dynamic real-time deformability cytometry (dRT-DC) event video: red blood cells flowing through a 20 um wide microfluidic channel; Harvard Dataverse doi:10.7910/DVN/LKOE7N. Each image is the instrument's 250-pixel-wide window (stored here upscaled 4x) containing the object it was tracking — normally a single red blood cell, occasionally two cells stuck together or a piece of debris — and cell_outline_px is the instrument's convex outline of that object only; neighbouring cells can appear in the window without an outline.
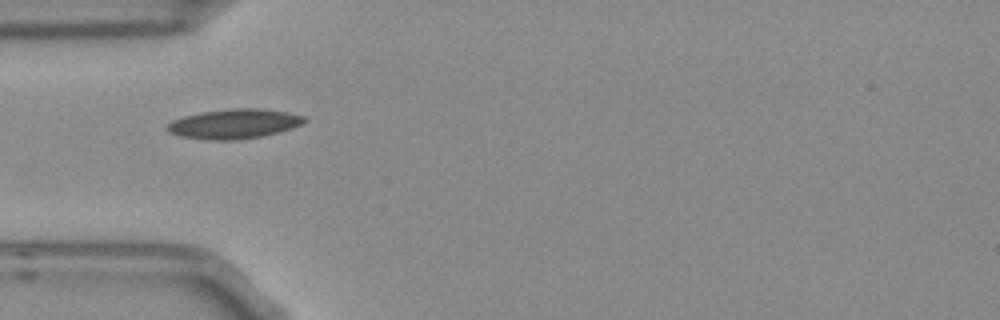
{"species": "Egyptian fruit bat (a non-hibernating species)", "species_latin": "Rousettus aegyptiacus", "temperature_condition": "room temperature", "stored_images_in_passage": 10, "camera_frame_rate_fps": 3000, "um_per_image_px": 0.085, "frame": {"image": 1, "passage_image": 4, "time_ms": 1.0, "image_size_px": [1000, 320], "cell_outline_px": [[308, 120], [292, 128], [260, 136], [232, 140], [208, 140], [180, 136], [168, 132], [164, 128], [172, 120], [184, 116], [200, 112], [232, 108], [260, 108], [288, 112], [304, 116]], "centroid_in_image_um": [19.86, 10.51], "position_along_channel_um": 65.1, "area_um2": 23.64}}
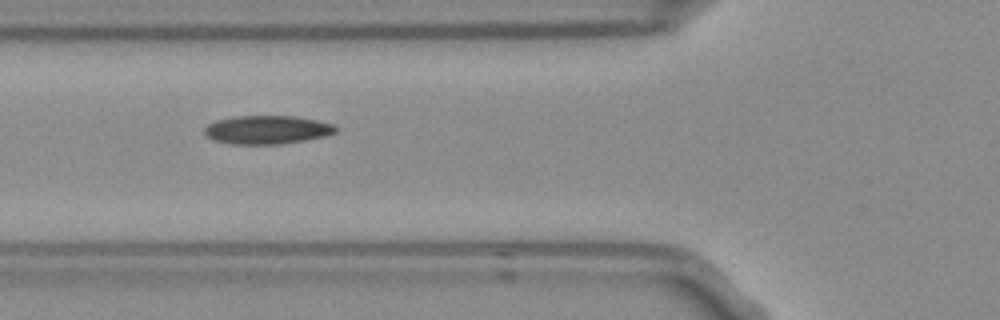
{"frame": {"image": 2, "passage_image": 5, "time_ms": 1.333, "image_size_px": [1000, 320], "cell_outline_px": [[336, 132], [324, 136], [304, 140], [280, 144], [232, 144], [216, 140], [208, 136], [204, 132], [204, 128], [208, 124], [216, 120], [236, 116], [296, 116], [336, 124]], "centroid_in_image_um": [22.72, 11.02], "position_along_channel_um": 103.1, "area_um2": 21.68}}